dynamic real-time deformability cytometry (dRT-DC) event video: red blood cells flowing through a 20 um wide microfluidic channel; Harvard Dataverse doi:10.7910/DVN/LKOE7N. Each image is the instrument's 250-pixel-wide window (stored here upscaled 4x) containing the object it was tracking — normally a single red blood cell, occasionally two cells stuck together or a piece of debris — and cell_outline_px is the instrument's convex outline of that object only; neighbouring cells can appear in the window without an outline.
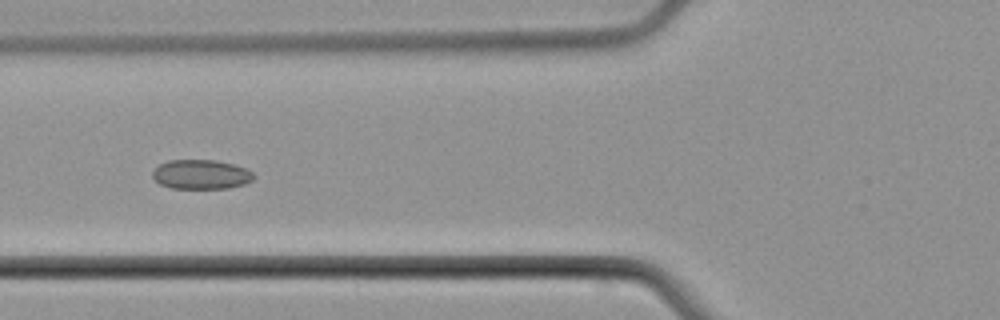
{"species": "common noctule bat (a hibernating species)", "species_latin": "Nyctalus noctula", "temperature_condition": "cold", "stored_images_in_passage": 8, "camera_frame_rate_fps": 3000, "um_per_image_px": 0.085, "animal": {"sex": "male", "body_mass_g": 21.5, "forearm_length_mm": 52.0}, "frame": {"image": 1, "passage_image": 6, "time_ms": 7.0, "image_size_px": [1000, 320], "cell_outline_px": [[256, 176], [252, 180], [244, 184], [228, 188], [172, 188], [160, 184], [152, 176], [152, 172], [160, 164], [168, 160], [216, 160], [232, 164], [244, 168], [252, 172]], "centroid_in_image_um": [17.09, 14.82], "position_along_channel_um": 108.7, "area_um2": 17.22}}
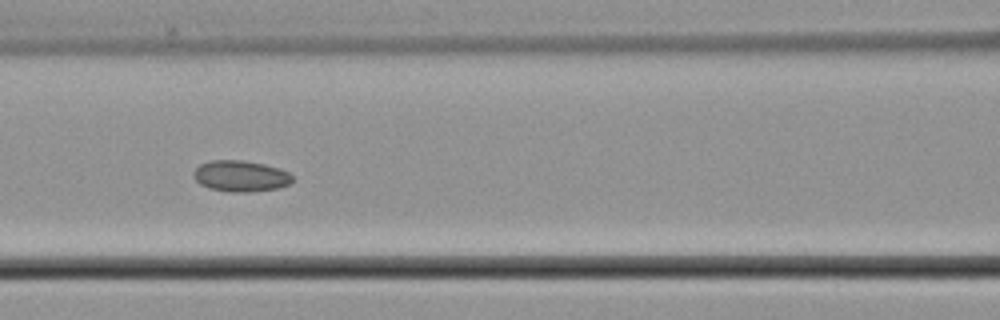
{"frame": {"image": 2, "passage_image": 7, "time_ms": 8.0, "image_size_px": [1000, 320], "cell_outline_px": [[292, 180], [288, 184], [280, 188], [248, 192], [228, 192], [208, 188], [200, 184], [196, 180], [192, 172], [200, 164], [212, 160], [244, 160], [264, 164], [280, 168], [288, 172], [292, 176]], "centroid_in_image_um": [20.44, 14.97], "position_along_channel_um": 146.2, "area_um2": 18.03}}
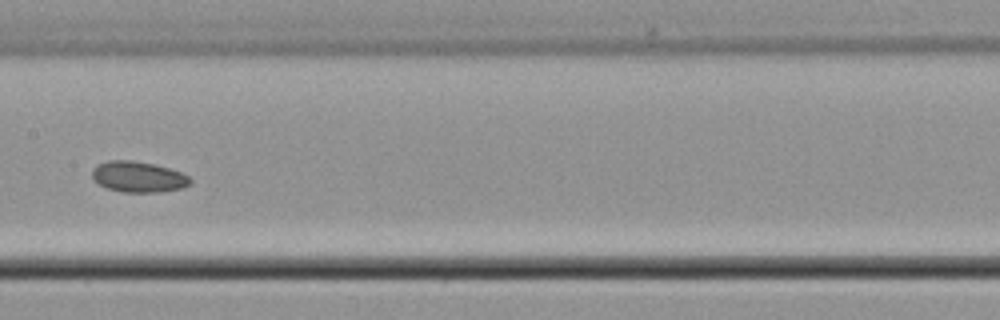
{"frame": {"image": 3, "passage_image": 8, "time_ms": 9.333, "image_size_px": [1000, 320], "cell_outline_px": [[192, 180], [184, 188], [160, 192], [124, 192], [108, 188], [92, 180], [92, 168], [96, 164], [108, 160], [132, 160], [156, 164], [180, 172], [188, 176]], "centroid_in_image_um": [11.73, 15.02], "position_along_channel_um": 195.7, "area_um2": 17.74}}